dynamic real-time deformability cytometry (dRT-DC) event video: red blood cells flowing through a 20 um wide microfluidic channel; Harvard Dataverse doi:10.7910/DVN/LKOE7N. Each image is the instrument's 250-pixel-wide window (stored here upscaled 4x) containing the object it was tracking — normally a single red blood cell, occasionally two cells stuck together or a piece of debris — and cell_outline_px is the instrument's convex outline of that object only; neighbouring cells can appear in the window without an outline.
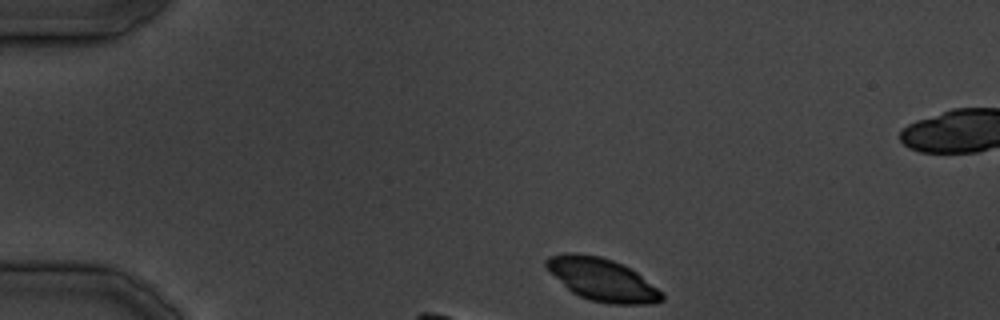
{"species": "common noctule bat (a hibernating species)", "species_latin": "Nyctalus noctula", "temperature_condition": "cold", "stored_images_in_passage": 22, "camera_frame_rate_fps": 3000, "um_per_image_px": 0.085, "animal": {"sex": "male", "body_mass_g": 19.5, "forearm_length_mm": 54.6}, "frame": {"image": 1, "passage_image": 1, "time_ms": 0.0, "image_size_px": [1000, 320], "cell_outline_px": [[664, 300], [652, 304], [608, 304], [592, 300], [580, 296], [572, 292], [544, 264], [544, 260], [548, 256], [564, 252], [576, 252], [600, 256], [612, 260], [636, 272], [664, 292]], "centroid_in_image_um": [51.21, 23.76], "position_along_channel_um": 33.8, "area_um2": 28.55}}